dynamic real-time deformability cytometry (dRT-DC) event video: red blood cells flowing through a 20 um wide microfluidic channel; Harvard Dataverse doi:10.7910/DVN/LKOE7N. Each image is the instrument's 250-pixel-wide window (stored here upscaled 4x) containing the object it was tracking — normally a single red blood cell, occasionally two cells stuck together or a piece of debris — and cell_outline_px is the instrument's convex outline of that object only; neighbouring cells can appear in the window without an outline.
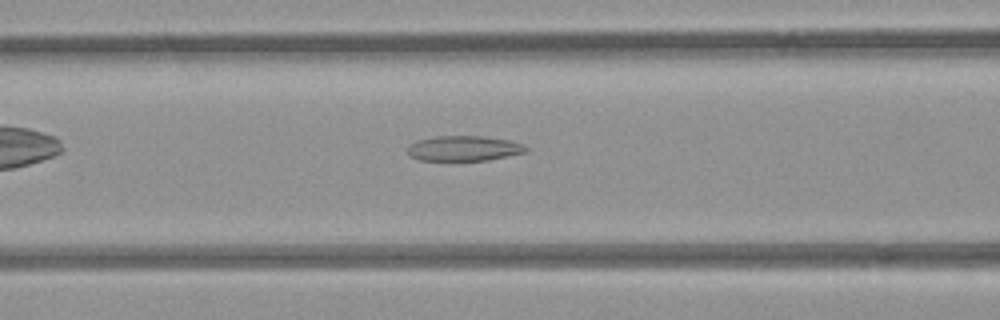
{"species": "common noctule bat (a hibernating species)", "species_latin": "Nyctalus noctula", "temperature_condition": "room temperature", "stored_images_in_passage": 41, "camera_frame_rate_fps": 3000, "um_per_image_px": 0.085, "animal": {"sex": "female", "body_mass_g": 21.9}, "frame": {"image": 1, "passage_image": 10, "time_ms": 3.0, "image_size_px": [1000, 320], "cell_outline_px": [[528, 152], [488, 160], [420, 160], [408, 156], [408, 144], [416, 140], [436, 136], [480, 136], [508, 140], [524, 144], [528, 148]], "centroid_in_image_um": [39.42, 12.61], "position_along_channel_um": 127.2, "area_um2": 17.46}}
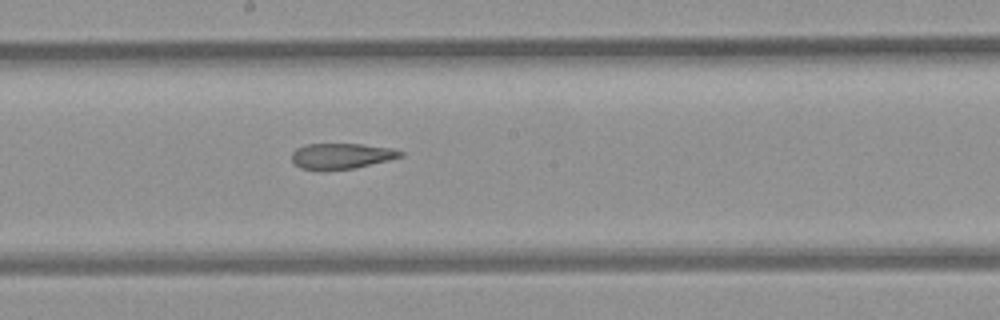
{"frame": {"image": 2, "passage_image": 17, "time_ms": 5.333, "image_size_px": [1000, 320], "cell_outline_px": [[404, 156], [356, 168], [316, 172], [300, 168], [292, 160], [292, 152], [296, 148], [304, 144], [360, 144], [392, 148], [404, 152]], "centroid_in_image_um": [28.98, 13.28], "position_along_channel_um": 219.2, "area_um2": 16.65}}
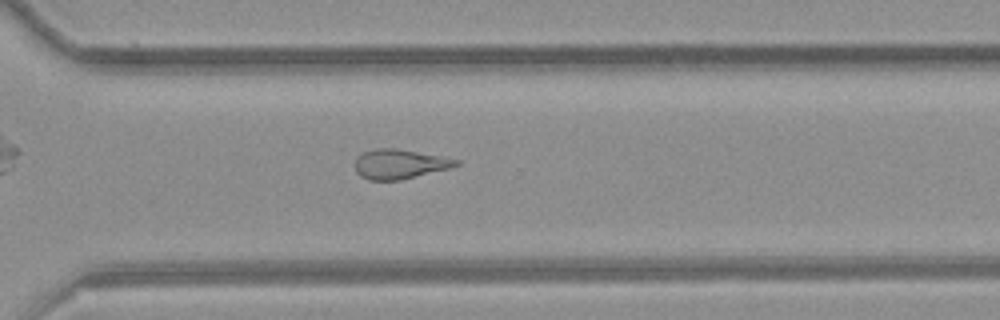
{"frame": {"image": 3, "passage_image": 26, "time_ms": 8.333, "image_size_px": [1000, 320], "cell_outline_px": [[460, 164], [452, 168], [400, 180], [368, 180], [360, 176], [356, 172], [356, 156], [364, 152], [376, 148], [396, 148], [440, 156], [460, 160]], "centroid_in_image_um": [33.97, 13.95], "position_along_channel_um": 336.6, "area_um2": 17.46}, "authors_computed_cell_mechanics": {"area_um2": 18.207, "velocity_mm_per_s": 3.9296, "shape_relaxation_time_tau1_ms": null, "shape_relaxation_time_tau2_ms": 5.2537, "deformation_change_tau1": null, "deformation_change_tau2": 0.179}}